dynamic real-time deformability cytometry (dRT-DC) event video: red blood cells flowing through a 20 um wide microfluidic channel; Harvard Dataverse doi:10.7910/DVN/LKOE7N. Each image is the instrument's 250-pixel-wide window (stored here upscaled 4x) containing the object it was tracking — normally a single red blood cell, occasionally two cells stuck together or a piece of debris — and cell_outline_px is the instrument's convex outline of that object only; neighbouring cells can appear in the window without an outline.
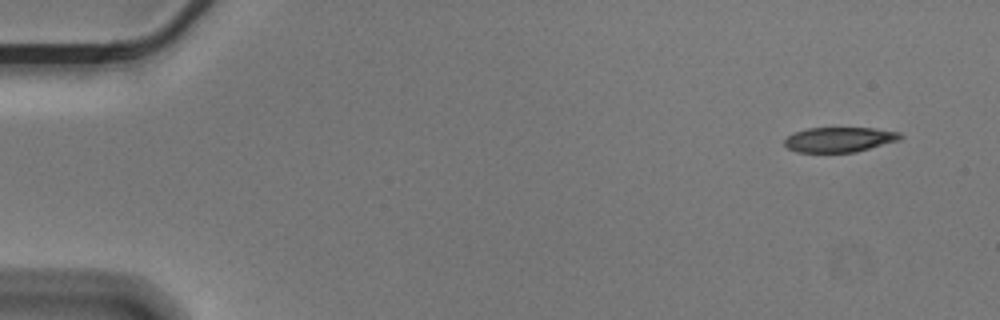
{"species": "Egyptian fruit bat (a non-hibernating species)", "species_latin": "Rousettus aegyptiacus", "temperature_condition": "cold", "stored_images_in_passage": 53, "camera_frame_rate_fps": 3000, "um_per_image_px": 0.085, "animal": {"sex": "male"}, "frame": {"image": 1, "passage_image": 1, "time_ms": 0.0, "image_size_px": [1000, 320], "cell_outline_px": [[904, 136], [900, 140], [856, 152], [796, 152], [788, 148], [784, 144], [784, 140], [788, 136], [796, 132], [808, 128], [872, 128], [900, 132]], "centroid_in_image_um": [71.37, 11.86], "position_along_channel_um": 13.6, "area_um2": 16.82}}
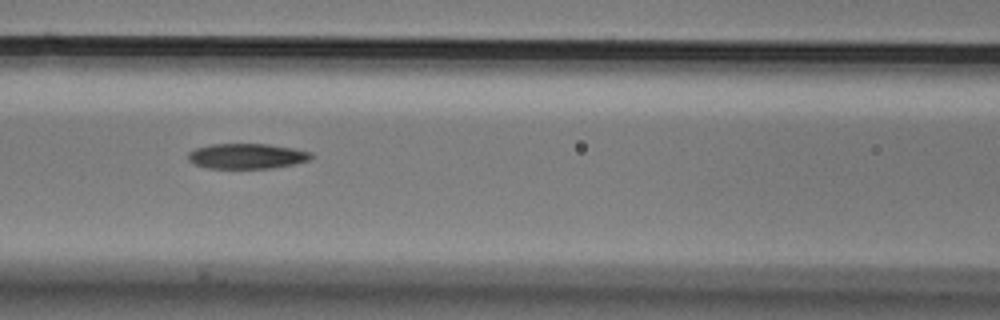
{"frame": {"image": 2, "passage_image": 22, "time_ms": 7.0, "image_size_px": [1000, 320], "cell_outline_px": [[316, 156], [308, 160], [296, 164], [272, 168], [204, 168], [188, 160], [188, 152], [196, 148], [208, 144], [268, 144], [292, 148], [312, 152]], "centroid_in_image_um": [21.0, 13.27], "position_along_channel_um": 145.6, "area_um2": 18.26}}
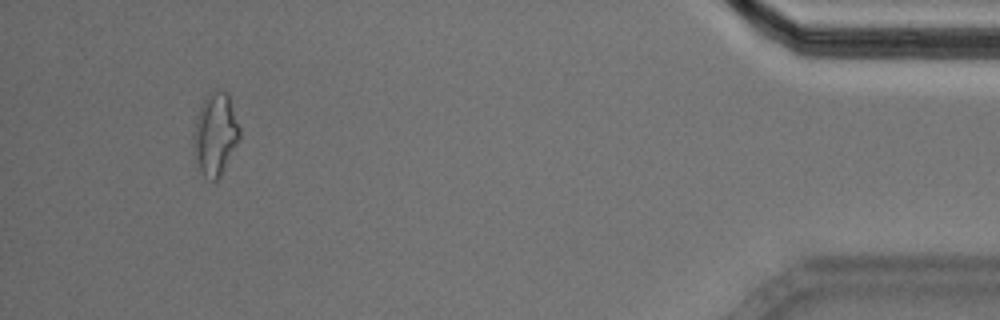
{"frame": {"image": 3, "passage_image": 50, "time_ms": 16.333, "image_size_px": [1000, 320], "cell_outline_px": [[240, 140], [216, 184], [208, 180], [204, 176], [192, 152], [192, 132], [196, 116], [208, 92], [216, 88], [228, 92], [240, 128]], "centroid_in_image_um": [18.29, 11.41], "position_along_channel_um": 416.9, "area_um2": 22.83}, "authors_computed_cell_mechanics": {"area_um2": 18.6694, "velocity_mm_per_s": 3.5866, "shape_relaxation_time_tau1_ms": 11.2743, "shape_relaxation_time_tau2_ms": 6.9637, "deformation_change_tau1": 0.2275, "deformation_change_tau2": 0.1617}}